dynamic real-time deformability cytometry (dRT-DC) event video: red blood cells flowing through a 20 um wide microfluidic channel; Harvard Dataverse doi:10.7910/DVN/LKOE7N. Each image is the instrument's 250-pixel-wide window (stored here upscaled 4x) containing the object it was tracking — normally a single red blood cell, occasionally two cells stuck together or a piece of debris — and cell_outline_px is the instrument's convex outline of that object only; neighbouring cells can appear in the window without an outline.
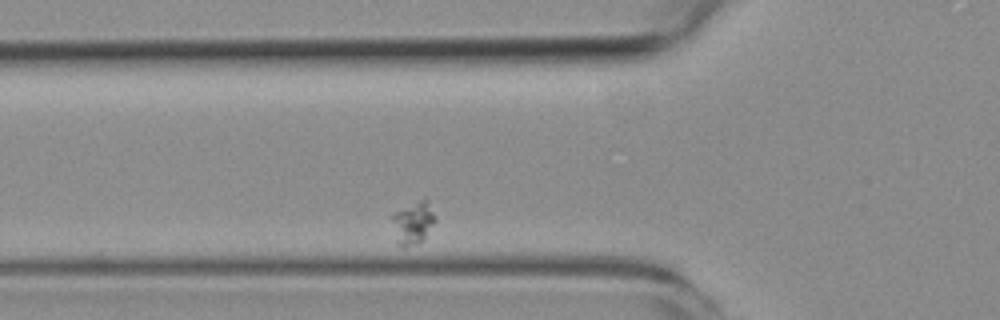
{"species": "common noctule bat (a hibernating species)", "species_latin": "Nyctalus noctula", "temperature_condition": "room temperature", "stored_images_in_passage": 2, "camera_frame_rate_fps": 3000, "um_per_image_px": 0.085, "animal": {"sex": "female", "body_mass_g": 19.3, "forearm_length_mm": 54.1}, "frame": {"image": 1, "passage_image": 2, "time_ms": 1.0, "image_size_px": [1000, 320], "cell_outline_px": [[436, 220], [424, 236], [416, 244], [404, 248], [396, 244], [392, 216], [396, 212], [424, 196], [428, 200], [436, 216]], "centroid_in_image_um": [35.12, 18.91], "position_along_channel_um": 90.7, "area_um2": 10.64}}